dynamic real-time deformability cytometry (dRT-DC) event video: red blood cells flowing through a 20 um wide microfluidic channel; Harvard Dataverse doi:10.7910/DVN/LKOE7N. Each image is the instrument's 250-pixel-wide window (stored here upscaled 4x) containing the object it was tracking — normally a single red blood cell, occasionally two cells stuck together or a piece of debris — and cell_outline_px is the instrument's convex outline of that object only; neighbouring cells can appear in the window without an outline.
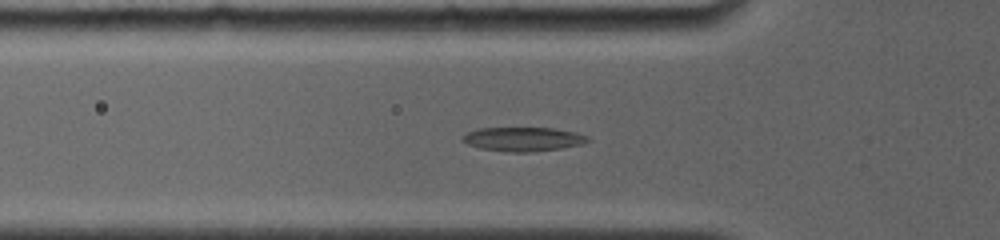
{"species": "common noctule bat (a hibernating species)", "species_latin": "Nyctalus noctula", "temperature_condition": "room temperature", "stored_images_in_passage": 13, "camera_frame_rate_fps": 4000, "um_per_image_px": 0.085, "animal": {"sex": "female", "body_mass_g": 19.0, "forearm_length_mm": 56.7}, "frame": {"image": 1, "passage_image": 8, "time_ms": 5.0, "image_size_px": [1000, 240], "cell_outline_px": [[592, 140], [580, 144], [560, 148], [536, 152], [512, 152], [480, 148], [468, 144], [460, 140], [460, 136], [476, 128], [552, 128], [576, 132], [588, 136]], "centroid_in_image_um": [44.44, 11.82], "position_along_channel_um": 81.4, "area_um2": 17.63}}
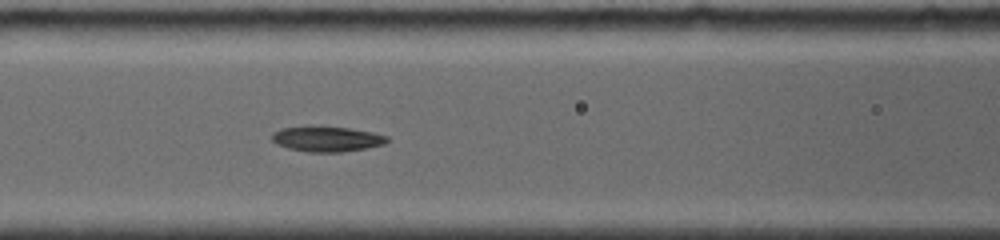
{"frame": {"image": 2, "passage_image": 10, "time_ms": 6.5, "image_size_px": [1000, 240], "cell_outline_px": [[388, 140], [384, 144], [364, 148], [340, 152], [308, 152], [288, 148], [276, 144], [272, 140], [272, 132], [280, 128], [308, 124], [352, 128], [372, 132], [388, 136]], "centroid_in_image_um": [27.71, 11.77], "position_along_channel_um": 138.9, "area_um2": 17.46}}
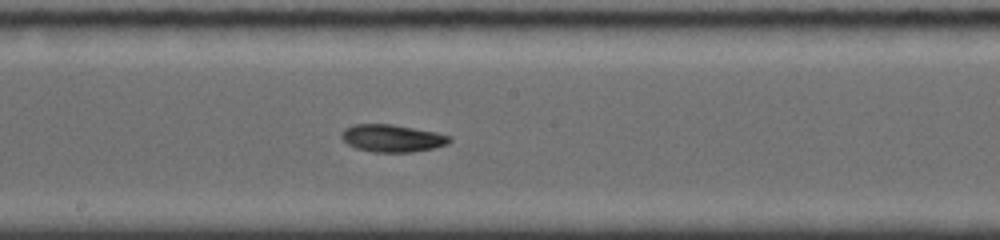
{"frame": {"image": 3, "passage_image": 13, "time_ms": 8.5, "image_size_px": [1000, 240], "cell_outline_px": [[452, 140], [448, 144], [432, 148], [412, 152], [372, 152], [356, 148], [348, 144], [340, 136], [340, 132], [344, 128], [352, 124], [392, 124], [436, 132], [448, 136]], "centroid_in_image_um": [33.29, 11.74], "position_along_channel_um": 214.9, "area_um2": 17.28}}